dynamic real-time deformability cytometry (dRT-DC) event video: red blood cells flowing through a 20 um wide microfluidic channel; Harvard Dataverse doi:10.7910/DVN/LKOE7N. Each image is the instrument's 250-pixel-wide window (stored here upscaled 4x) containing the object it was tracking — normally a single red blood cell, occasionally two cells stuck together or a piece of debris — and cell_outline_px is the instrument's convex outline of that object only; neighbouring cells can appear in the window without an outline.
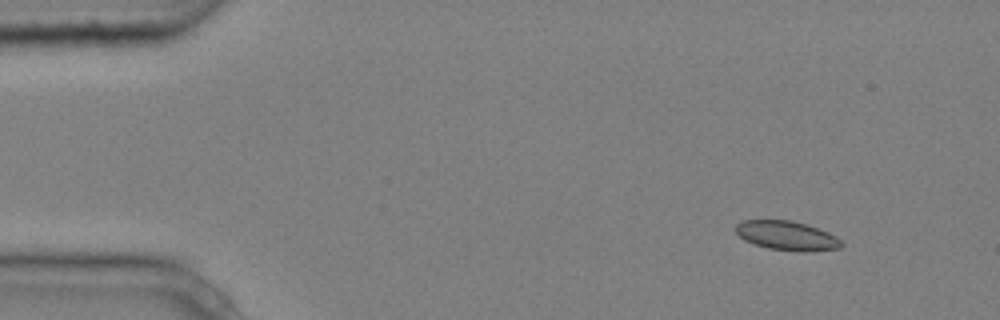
{"species": "common noctule bat (a hibernating species)", "species_latin": "Nyctalus noctula", "temperature_condition": "cold", "stored_images_in_passage": 3, "camera_frame_rate_fps": 3000, "um_per_image_px": 0.085, "animal": {"sex": "male", "body_mass_g": 20.4}, "frame": {"image": 1, "passage_image": 1, "time_ms": 0.0, "image_size_px": [1000, 320], "cell_outline_px": [[844, 244], [840, 248], [804, 252], [800, 252], [768, 248], [744, 240], [736, 232], [736, 224], [744, 220], [792, 220], [828, 232], [836, 236]], "centroid_in_image_um": [66.89, 20.03], "position_along_channel_um": 18.1, "area_um2": 17.86}}
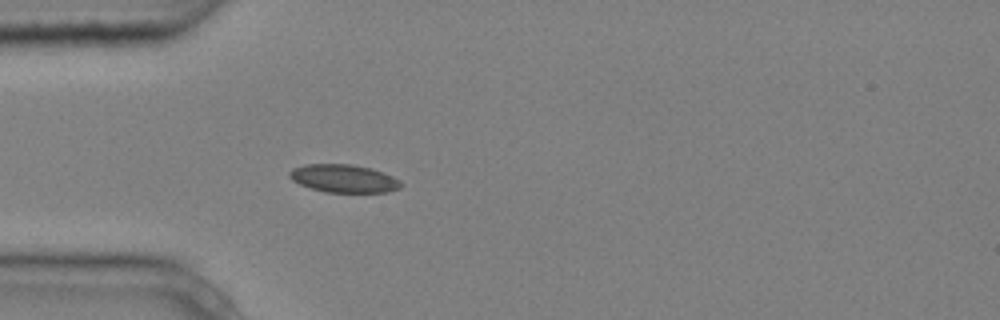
{"frame": {"image": 2, "passage_image": 3, "time_ms": 0.667, "image_size_px": [1000, 320], "cell_outline_px": [[404, 184], [400, 188], [388, 192], [324, 192], [300, 184], [292, 180], [288, 176], [288, 172], [292, 168], [308, 164], [352, 164], [372, 168], [384, 172], [400, 180]], "centroid_in_image_um": [29.24, 15.17], "position_along_channel_um": 55.8, "area_um2": 18.32}}